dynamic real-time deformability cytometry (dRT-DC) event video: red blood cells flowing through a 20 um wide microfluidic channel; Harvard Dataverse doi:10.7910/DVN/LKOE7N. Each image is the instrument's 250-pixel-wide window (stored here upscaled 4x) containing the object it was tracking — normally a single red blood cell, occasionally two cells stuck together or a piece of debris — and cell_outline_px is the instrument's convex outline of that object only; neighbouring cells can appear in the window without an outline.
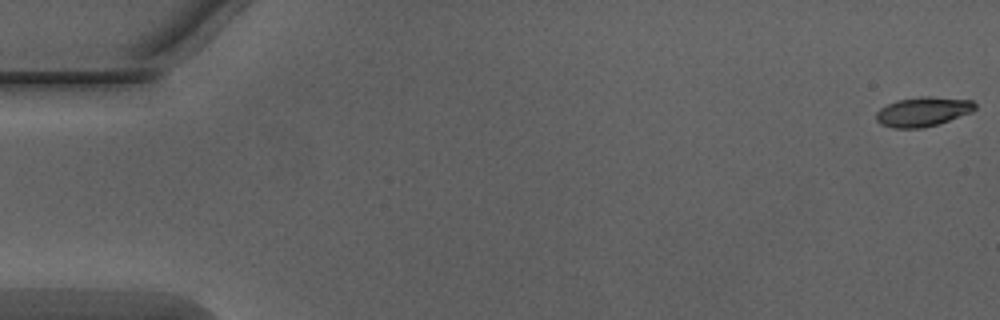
{"species": "Egyptian fruit bat (a non-hibernating species)", "species_latin": "Rousettus aegyptiacus", "temperature_condition": "warm", "stored_images_in_passage": 11, "camera_frame_rate_fps": 3000, "um_per_image_px": 0.085, "animal": {"sex": "male"}, "frame": {"image": 1, "passage_image": 1, "time_ms": 0.0, "image_size_px": [1000, 320], "cell_outline_px": [[976, 108], [972, 112], [924, 128], [892, 128], [880, 124], [876, 120], [876, 112], [880, 108], [896, 100], [920, 96], [932, 96], [972, 100], [976, 104]], "centroid_in_image_um": [78.43, 9.48], "position_along_channel_um": 6.6, "area_um2": 17.05}}